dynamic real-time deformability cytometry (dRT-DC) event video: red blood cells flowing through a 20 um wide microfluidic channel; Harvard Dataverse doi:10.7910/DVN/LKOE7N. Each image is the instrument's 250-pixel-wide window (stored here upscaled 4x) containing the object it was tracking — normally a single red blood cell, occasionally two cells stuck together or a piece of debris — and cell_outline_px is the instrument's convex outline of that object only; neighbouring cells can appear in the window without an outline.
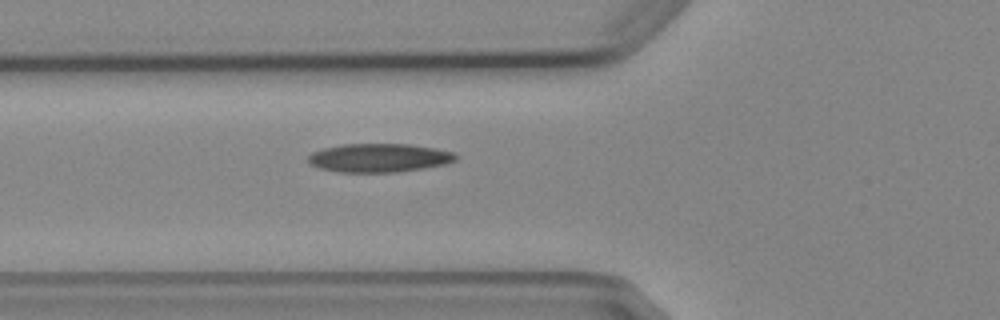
{"species": "Egyptian fruit bat (a non-hibernating species)", "species_latin": "Rousettus aegyptiacus", "temperature_condition": "cold", "stored_images_in_passage": 4, "camera_frame_rate_fps": 3000, "um_per_image_px": 0.085, "animal": {"sex": "female"}, "frame": {"image": 1, "passage_image": 4, "time_ms": 4.333, "image_size_px": [1000, 320], "cell_outline_px": [[456, 160], [448, 164], [424, 168], [396, 172], [340, 172], [320, 168], [312, 164], [308, 160], [308, 156], [312, 152], [324, 148], [340, 144], [408, 144], [436, 148], [452, 152], [456, 156]], "centroid_in_image_um": [32.24, 13.41], "position_along_channel_um": 93.6, "area_um2": 24.57}}